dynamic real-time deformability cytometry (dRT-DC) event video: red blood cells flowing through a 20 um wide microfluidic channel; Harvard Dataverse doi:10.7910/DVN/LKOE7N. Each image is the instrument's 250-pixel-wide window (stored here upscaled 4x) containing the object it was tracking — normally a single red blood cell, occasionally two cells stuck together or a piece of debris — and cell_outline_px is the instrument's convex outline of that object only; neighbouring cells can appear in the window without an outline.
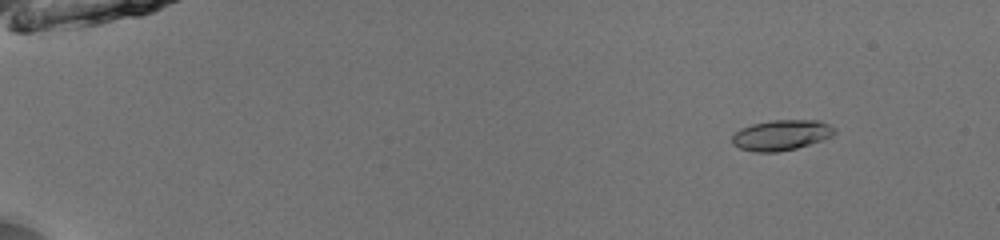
{"species": "common noctule bat (a hibernating species)", "species_latin": "Nyctalus noctula", "temperature_condition": "room temperature", "stored_images_in_passage": 53, "camera_frame_rate_fps": 3000, "um_per_image_px": 0.085, "animal": {"sex": "male", "body_mass_g": 13.0, "forearm_length_mm": 53.1}, "frame": {"image": 1, "passage_image": 7, "time_ms": 2.0, "image_size_px": [1000, 240], "cell_outline_px": [[836, 132], [832, 136], [796, 148], [776, 152], [756, 152], [740, 148], [732, 144], [732, 136], [740, 128], [752, 124], [772, 120], [820, 120], [836, 128]], "centroid_in_image_um": [66.41, 11.47], "position_along_channel_um": 18.6, "area_um2": 18.09}}
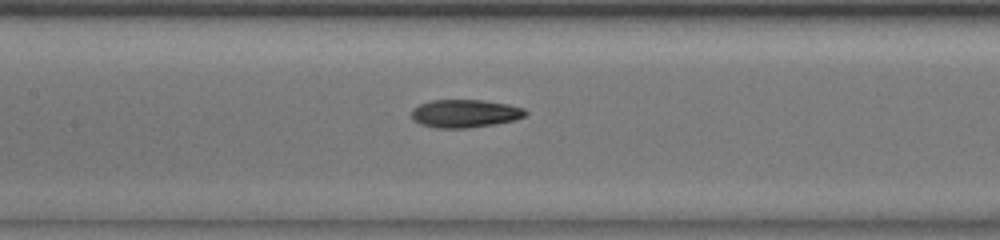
{"frame": {"image": 2, "passage_image": 28, "time_ms": 9.0, "image_size_px": [1000, 240], "cell_outline_px": [[528, 112], [524, 116], [516, 120], [496, 124], [468, 128], [436, 128], [420, 124], [412, 120], [412, 108], [420, 104], [432, 100], [484, 100], [508, 104], [524, 108]], "centroid_in_image_um": [39.53, 9.65], "position_along_channel_um": 167.9, "area_um2": 18.79}}
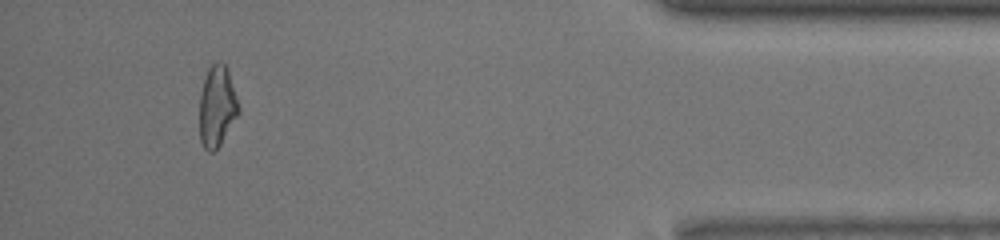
{"frame": {"image": 3, "passage_image": 50, "time_ms": 16.333, "image_size_px": [1000, 240], "cell_outline_px": [[240, 112], [220, 144], [212, 152], [208, 152], [204, 148], [200, 140], [200, 92], [208, 68], [216, 60], [224, 64], [228, 72], [240, 104]], "centroid_in_image_um": [18.45, 9.03], "position_along_channel_um": 416.7, "area_um2": 18.44}, "authors_computed_cell_mechanics": {"area_um2": 18.2648, "velocity_mm_per_s": 4.0027, "shape_relaxation_time_tau1_ms": 6.9788, "shape_relaxation_time_tau2_ms": 3.6573, "deformation_change_tau1": 0.191, "deformation_change_tau2": 0.0823}}